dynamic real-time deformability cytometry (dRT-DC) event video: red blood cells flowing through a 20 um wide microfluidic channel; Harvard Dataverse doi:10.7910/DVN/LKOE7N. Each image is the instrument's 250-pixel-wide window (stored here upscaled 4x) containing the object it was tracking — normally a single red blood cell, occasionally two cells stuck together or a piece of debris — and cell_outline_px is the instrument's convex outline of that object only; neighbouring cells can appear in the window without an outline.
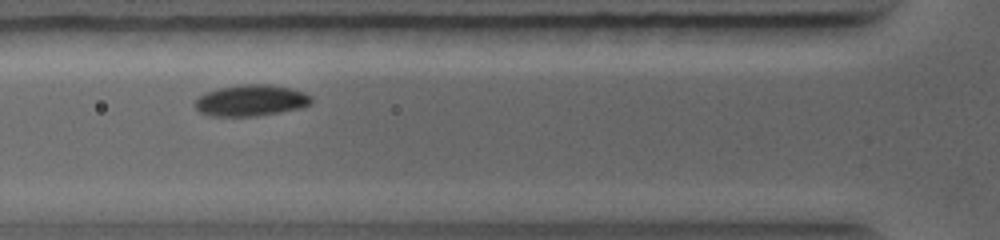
{"species": "common noctule bat (a hibernating species)", "species_latin": "Nyctalus noctula", "temperature_condition": "warm", "stored_images_in_passage": 5, "camera_frame_rate_fps": 5000, "um_per_image_px": 0.085, "animal": {"sex": "female", "body_mass_g": 19.0, "forearm_length_mm": 56.7}, "frame": {"image": 1, "passage_image": 4, "time_ms": 2.0, "image_size_px": [1000, 240], "cell_outline_px": [[312, 104], [300, 108], [280, 112], [256, 116], [208, 116], [200, 112], [196, 108], [196, 100], [204, 92], [220, 88], [240, 84], [268, 84], [292, 88], [304, 92], [312, 96]], "centroid_in_image_um": [21.36, 8.53], "position_along_channel_um": 104.4, "area_um2": 21.33}}
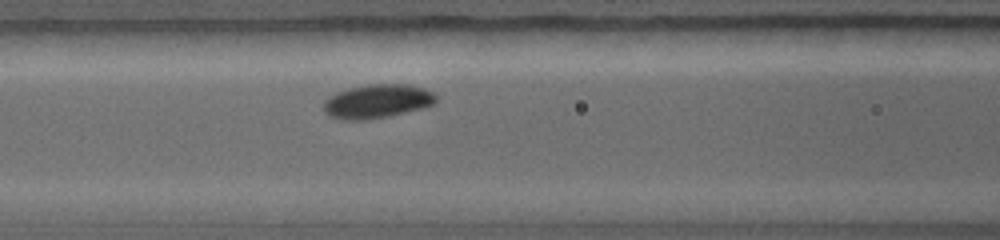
{"frame": {"image": 2, "passage_image": 5, "time_ms": 2.6, "image_size_px": [1000, 240], "cell_outline_px": [[436, 100], [432, 104], [424, 108], [388, 116], [364, 120], [340, 120], [328, 116], [324, 112], [324, 100], [328, 96], [336, 92], [348, 88], [368, 84], [408, 84], [424, 88], [432, 92], [436, 96]], "centroid_in_image_um": [32.02, 8.61], "position_along_channel_um": 134.6, "area_um2": 22.37}}